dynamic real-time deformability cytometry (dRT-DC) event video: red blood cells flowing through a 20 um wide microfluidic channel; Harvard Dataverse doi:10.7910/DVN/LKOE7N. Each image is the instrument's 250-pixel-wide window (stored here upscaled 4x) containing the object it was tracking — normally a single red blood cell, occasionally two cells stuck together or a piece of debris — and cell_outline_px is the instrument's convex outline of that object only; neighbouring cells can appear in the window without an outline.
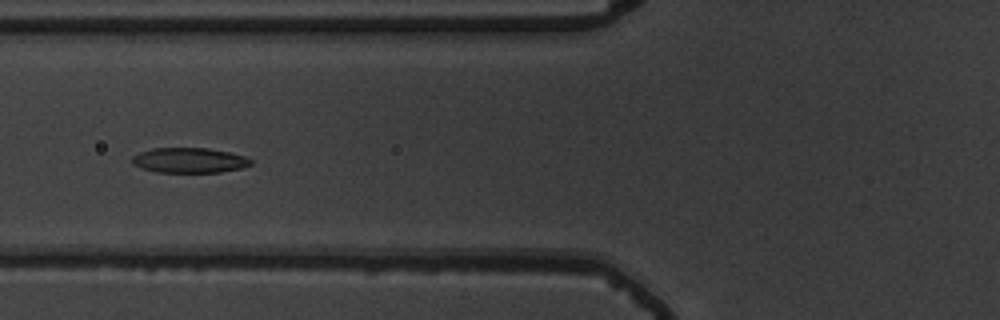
{"species": "common noctule bat (a hibernating species)", "species_latin": "Nyctalus noctula", "temperature_condition": "warm", "stored_images_in_passage": 57, "camera_frame_rate_fps": 3000, "um_per_image_px": 0.085, "animal": {"sex": "male", "body_mass_g": 19.5, "forearm_length_mm": 54.6}, "frame": {"image": 1, "passage_image": 23, "time_ms": 7.333, "image_size_px": [1000, 320], "cell_outline_px": [[252, 164], [244, 168], [220, 172], [156, 172], [140, 168], [132, 164], [132, 156], [140, 152], [152, 148], [208, 148], [228, 152], [244, 156], [252, 160]], "centroid_in_image_um": [16.08, 13.63], "position_along_channel_um": 109.7, "area_um2": 17.46}}
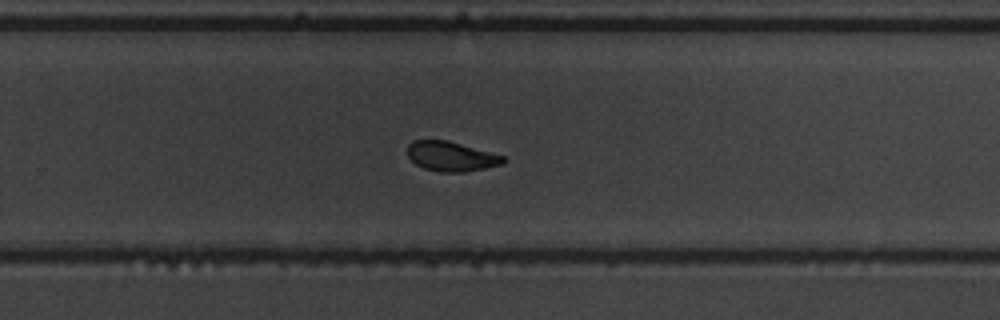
{"frame": {"image": 2, "passage_image": 38, "time_ms": 12.333, "image_size_px": [1000, 320], "cell_outline_px": [[508, 160], [504, 164], [464, 172], [440, 172], [424, 168], [416, 164], [408, 156], [408, 144], [412, 140], [448, 140], [504, 156]], "centroid_in_image_um": [38.37, 13.29], "position_along_channel_um": 291.4, "area_um2": 16.59}}
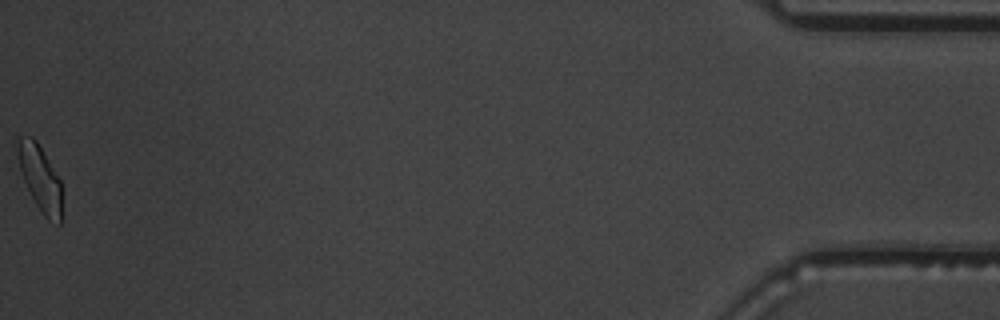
{"frame": {"image": 3, "passage_image": 57, "time_ms": 18.667, "image_size_px": [1000, 320], "cell_outline_px": [[60, 224], [48, 220], [44, 216], [36, 204], [20, 172], [16, 156], [16, 136], [32, 136], [36, 140], [60, 180]], "centroid_in_image_um": [3.34, 15.06], "position_along_channel_um": 431.9, "area_um2": 16.7}, "authors_computed_cell_mechanics": {"area_um2": 17.8024, "velocity_mm_per_s": 3.6443, "shape_relaxation_time_tau1_ms": 3.6106, "shape_relaxation_time_tau2_ms": 0.9978, "deformation_change_tau1": 0.1398, "deformation_change_tau2": 0.0613}}